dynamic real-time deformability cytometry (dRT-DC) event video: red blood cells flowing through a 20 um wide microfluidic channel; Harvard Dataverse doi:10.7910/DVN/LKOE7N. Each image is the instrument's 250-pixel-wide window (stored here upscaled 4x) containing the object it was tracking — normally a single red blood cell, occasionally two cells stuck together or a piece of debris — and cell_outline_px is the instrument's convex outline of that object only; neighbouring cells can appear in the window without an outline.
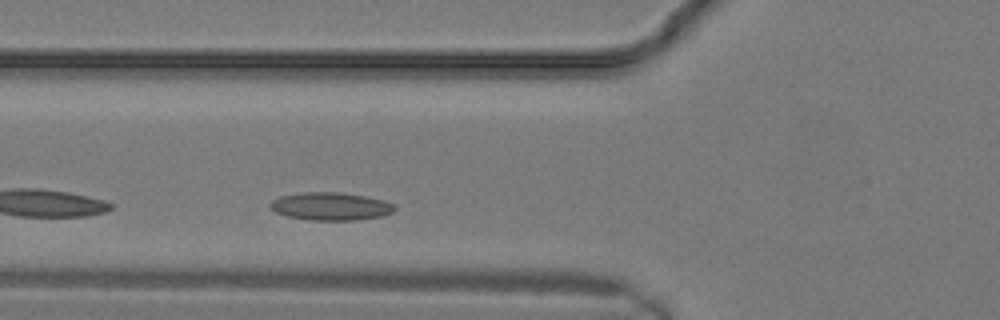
{"species": "common noctule bat (a hibernating species)", "species_latin": "Nyctalus noctula", "temperature_condition": "warm", "stored_images_in_passage": 4, "camera_frame_rate_fps": 3000, "um_per_image_px": 0.085, "animal": {"sex": "male", "body_mass_g": 19.2, "forearm_length_mm": 51.8}, "frame": {"image": 1, "passage_image": 4, "time_ms": 1.0, "image_size_px": [1000, 320], "cell_outline_px": [[396, 208], [392, 212], [380, 216], [356, 220], [312, 220], [288, 216], [276, 212], [268, 204], [272, 200], [280, 196], [304, 192], [340, 192], [364, 196], [384, 200], [396, 204]], "centroid_in_image_um": [28.12, 17.53], "position_along_channel_um": 97.7, "area_um2": 20.11}}